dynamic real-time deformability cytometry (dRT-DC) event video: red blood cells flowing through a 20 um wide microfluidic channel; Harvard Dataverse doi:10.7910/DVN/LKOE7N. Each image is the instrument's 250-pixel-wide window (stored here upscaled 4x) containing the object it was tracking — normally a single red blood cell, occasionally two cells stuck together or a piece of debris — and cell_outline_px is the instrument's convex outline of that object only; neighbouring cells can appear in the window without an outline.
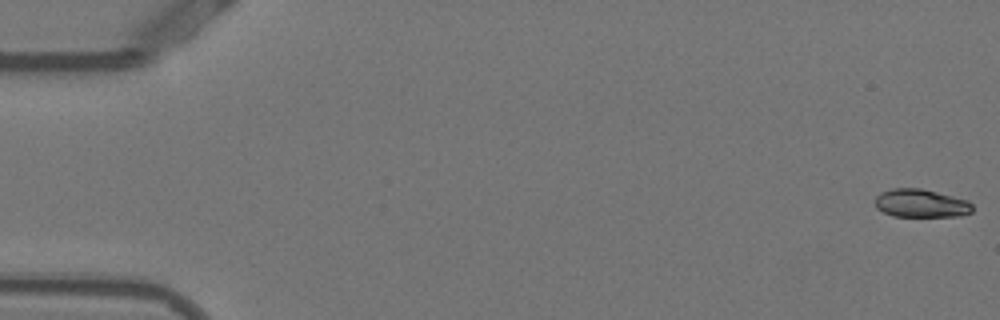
{"species": "Egyptian fruit bat (a non-hibernating species)", "species_latin": "Rousettus aegyptiacus", "temperature_condition": "warm", "stored_images_in_passage": 51, "camera_frame_rate_fps": 3000, "um_per_image_px": 0.085, "animal": {"sex": "female"}, "frame": {"image": 1, "passage_image": 1, "time_ms": 0.0, "image_size_px": [1000, 320], "cell_outline_px": [[972, 212], [960, 216], [892, 216], [876, 208], [876, 196], [880, 192], [892, 188], [920, 188], [968, 200], [972, 204]], "centroid_in_image_um": [78.27, 17.28], "position_along_channel_um": 6.7, "area_um2": 15.95}}
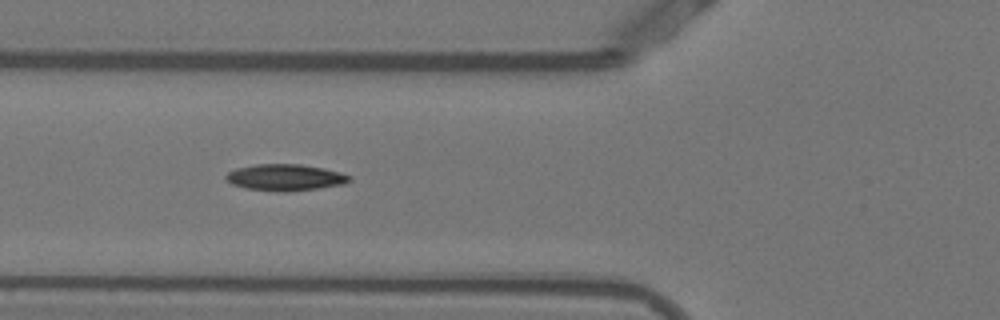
{"frame": {"image": 2, "passage_image": 20, "time_ms": 6.333, "image_size_px": [1000, 320], "cell_outline_px": [[352, 180], [344, 184], [288, 192], [284, 192], [248, 188], [232, 184], [224, 176], [228, 172], [236, 168], [256, 164], [300, 164], [324, 168], [340, 172], [352, 176]], "centroid_in_image_um": [24.28, 15.07], "position_along_channel_um": 101.5, "area_um2": 18.96}}
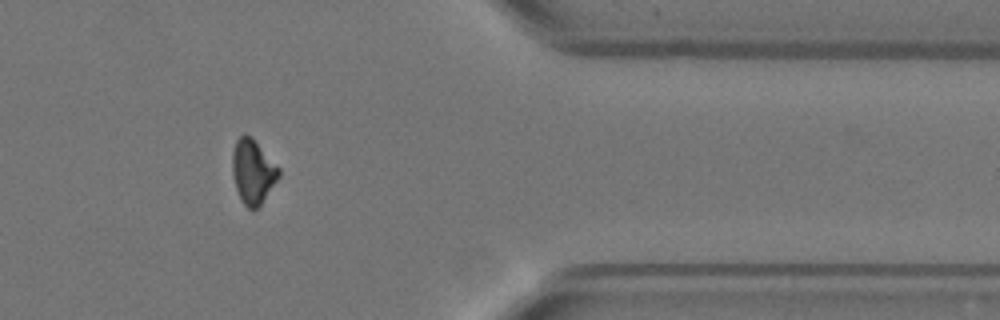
{"frame": {"image": 3, "passage_image": 44, "time_ms": 14.333, "image_size_px": [1000, 320], "cell_outline_px": [[280, 176], [260, 204], [256, 208], [248, 208], [240, 200], [236, 188], [232, 172], [232, 152], [236, 140], [240, 136], [252, 136], [280, 168]], "centroid_in_image_um": [21.49, 14.56], "position_along_channel_um": 389.9, "area_um2": 17.28}, "authors_computed_cell_mechanics": {"area_um2": 17.8024, "velocity_mm_per_s": 3.8509, "shape_relaxation_time_tau1_ms": 7.6299, "shape_relaxation_time_tau2_ms": null, "deformation_change_tau1": 0.1832, "deformation_change_tau2": null}}